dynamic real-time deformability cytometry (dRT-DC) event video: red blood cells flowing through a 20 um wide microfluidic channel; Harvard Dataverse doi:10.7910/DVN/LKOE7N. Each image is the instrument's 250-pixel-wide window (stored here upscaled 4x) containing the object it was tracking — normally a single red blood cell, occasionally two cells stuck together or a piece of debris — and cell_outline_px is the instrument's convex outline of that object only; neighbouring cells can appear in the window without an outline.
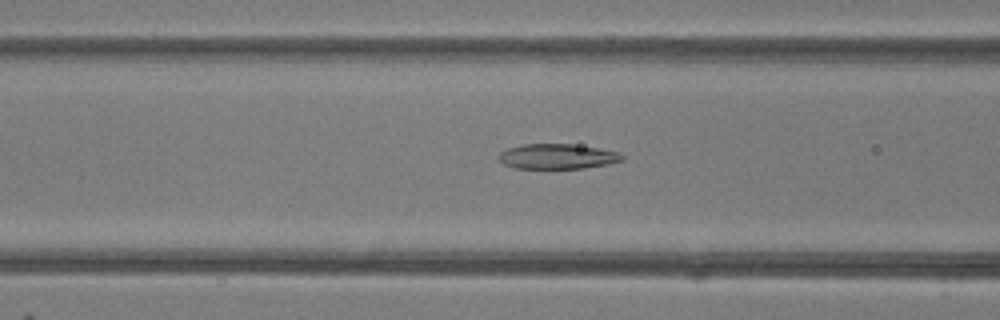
{"species": "common noctule bat (a hibernating species)", "species_latin": "Nyctalus noctula", "temperature_condition": "room temperature", "stored_images_in_passage": 23, "camera_frame_rate_fps": 3000, "um_per_image_px": 0.085, "animal": {"sex": "female"}, "frame": {"image": 1, "passage_image": 5, "time_ms": 1.333, "image_size_px": [1000, 320], "cell_outline_px": [[624, 160], [608, 164], [584, 168], [516, 168], [504, 164], [496, 156], [500, 152], [508, 148], [524, 144], [572, 144], [620, 152], [624, 156]], "centroid_in_image_um": [47.38, 13.29], "position_along_channel_um": 119.2, "area_um2": 17.98}}
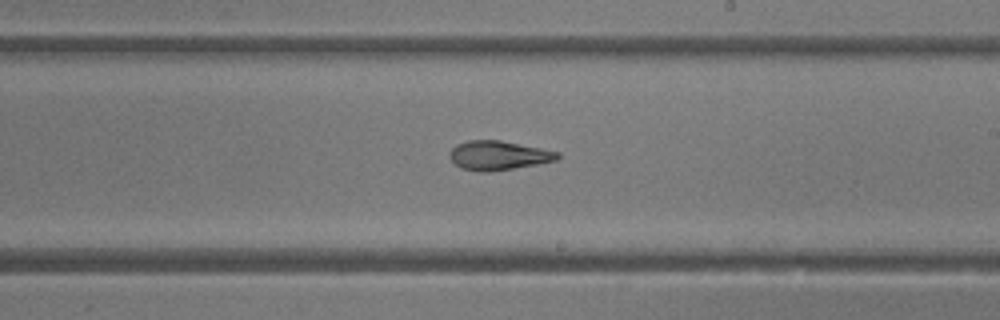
{"frame": {"image": 2, "passage_image": 14, "time_ms": 4.333, "image_size_px": [1000, 320], "cell_outline_px": [[560, 156], [556, 160], [536, 164], [488, 172], [480, 172], [460, 168], [448, 156], [448, 152], [456, 144], [468, 140], [500, 140], [560, 152]], "centroid_in_image_um": [42.32, 13.2], "position_along_channel_um": 246.7, "area_um2": 18.26}}
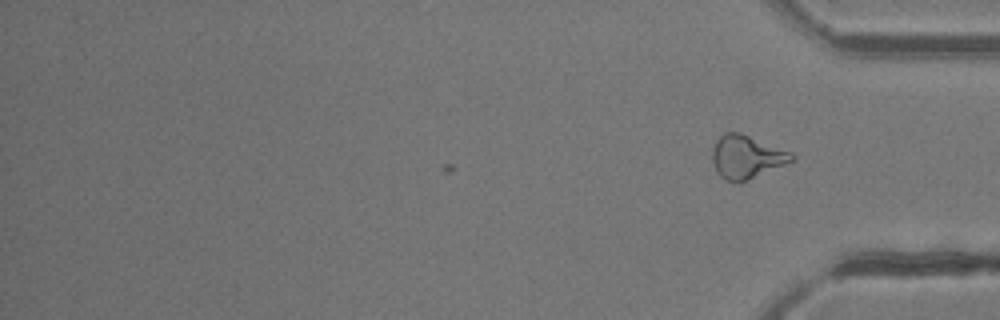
{"frame": {"image": 3, "passage_image": 23, "time_ms": 7.333, "image_size_px": [1000, 320], "cell_outline_px": [[796, 156], [792, 160], [784, 164], [740, 184], [724, 180], [716, 172], [712, 160], [712, 148], [716, 140], [724, 132], [740, 132], [792, 152]], "centroid_in_image_um": [63.41, 13.34], "position_along_channel_um": 371.8, "area_um2": 20.17}, "authors_computed_cell_mechanics": {"area_um2": 17.918, "velocity_mm_per_s": 4.2463, "shape_relaxation_time_tau1_ms": null, "shape_relaxation_time_tau2_ms": 6.2881, "deformation_change_tau1": null, "deformation_change_tau2": 0.1729}}